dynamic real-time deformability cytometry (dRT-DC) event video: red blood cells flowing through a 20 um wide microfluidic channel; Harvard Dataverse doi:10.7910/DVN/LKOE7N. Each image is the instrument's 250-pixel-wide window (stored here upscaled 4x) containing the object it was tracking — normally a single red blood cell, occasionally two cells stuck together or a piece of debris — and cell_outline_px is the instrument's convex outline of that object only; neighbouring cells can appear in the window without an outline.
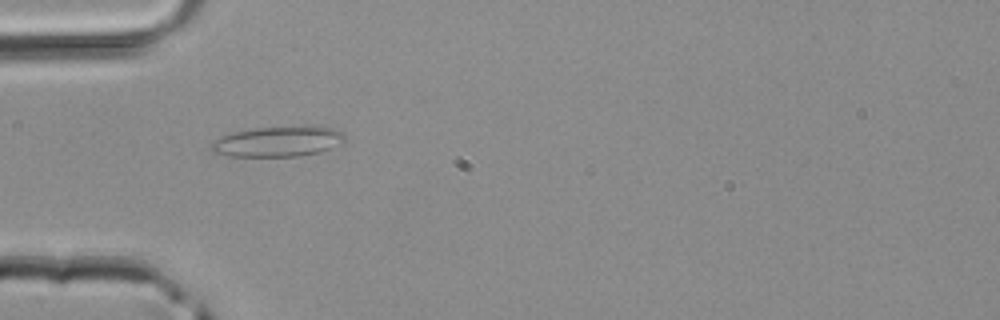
{"species": "common noctule bat (a hibernating species)", "species_latin": "Nyctalus noctula", "temperature_condition": "room temperature", "stored_images_in_passage": 1, "camera_frame_rate_fps": 3000, "um_per_image_px": 0.085, "animal": {"sex": "male", "body_mass_g": 20.4}, "frame": {"image": 1, "passage_image": 1, "time_ms": 0.0, "image_size_px": [1000, 320], "cell_outline_px": [[344, 140], [320, 152], [300, 156], [228, 156], [212, 152], [208, 148], [208, 144], [220, 136], [232, 132], [256, 128], [312, 124], [320, 124], [344, 132]], "centroid_in_image_um": [23.59, 11.99], "position_along_channel_um": 61.4, "area_um2": 24.22}}